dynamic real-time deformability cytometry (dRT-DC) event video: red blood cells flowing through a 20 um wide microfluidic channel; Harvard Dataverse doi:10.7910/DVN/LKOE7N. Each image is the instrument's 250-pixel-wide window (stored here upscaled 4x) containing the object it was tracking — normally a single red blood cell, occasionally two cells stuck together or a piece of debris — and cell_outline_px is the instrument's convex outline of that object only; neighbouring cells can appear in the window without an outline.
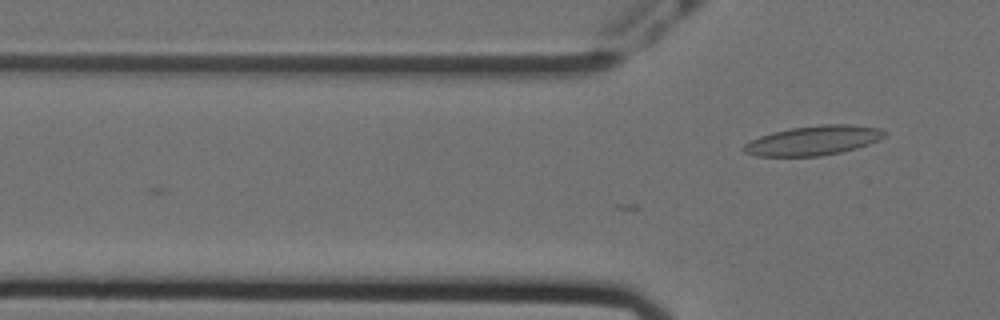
{"species": "Egyptian fruit bat (a non-hibernating species)", "species_latin": "Rousettus aegyptiacus", "temperature_condition": "cold", "stored_images_in_passage": 2, "camera_frame_rate_fps": 3000, "um_per_image_px": 0.085, "animal": {"sex": "female"}, "frame": {"image": 1, "passage_image": 2, "time_ms": 0.333, "image_size_px": [1000, 320], "cell_outline_px": [[884, 136], [880, 140], [856, 148], [840, 152], [820, 156], [756, 156], [744, 152], [740, 148], [744, 144], [760, 136], [772, 132], [788, 128], [820, 124], [852, 124], [880, 128], [884, 132]], "centroid_in_image_um": [69.11, 11.93], "position_along_channel_um": 56.7, "area_um2": 24.28}}